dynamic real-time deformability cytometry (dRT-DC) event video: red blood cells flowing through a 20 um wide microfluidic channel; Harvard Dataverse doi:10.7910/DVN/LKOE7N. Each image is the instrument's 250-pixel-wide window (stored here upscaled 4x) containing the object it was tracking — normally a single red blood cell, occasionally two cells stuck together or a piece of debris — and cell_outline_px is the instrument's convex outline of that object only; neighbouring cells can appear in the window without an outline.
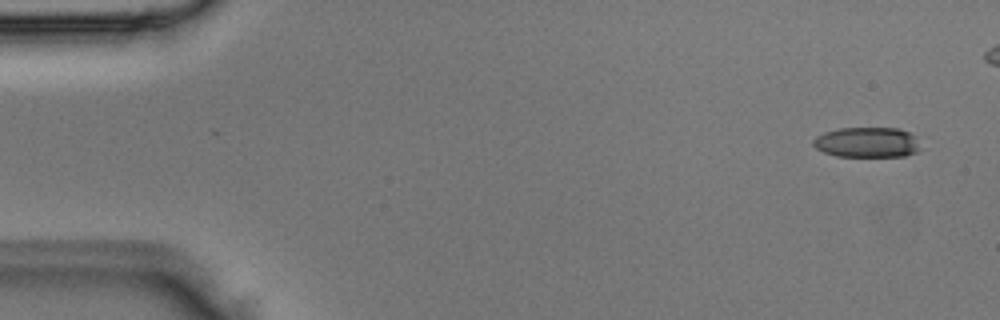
{"species": "Egyptian fruit bat (a non-hibernating species)", "species_latin": "Rousettus aegyptiacus", "temperature_condition": "room temperature", "stored_images_in_passage": 3, "segment_of_instrument_passage": [2, 2], "camera_frame_rate_fps": 3000, "um_per_image_px": 0.085, "animal": {"sex": "male"}, "frame": {"image": 1, "passage_image": 3, "time_ms": 0.667, "image_size_px": [1000, 320], "cell_outline_px": [[920, 148], [916, 152], [904, 156], [836, 156], [824, 152], [816, 148], [812, 144], [812, 140], [816, 136], [824, 132], [840, 128], [900, 128], [916, 136]], "centroid_in_image_um": [73.69, 12.09], "position_along_channel_um": 11.3, "area_um2": 18.96}}